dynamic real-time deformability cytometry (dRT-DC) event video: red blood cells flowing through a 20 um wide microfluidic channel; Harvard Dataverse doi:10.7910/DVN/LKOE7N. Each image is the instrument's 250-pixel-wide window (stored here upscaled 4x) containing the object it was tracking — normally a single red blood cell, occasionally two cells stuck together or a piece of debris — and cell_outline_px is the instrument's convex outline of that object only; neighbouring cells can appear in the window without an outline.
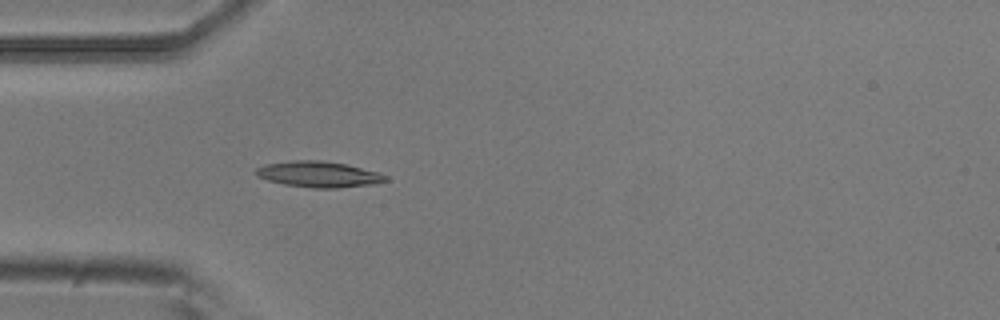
{"species": "common noctule bat (a hibernating species)", "species_latin": "Nyctalus noctula", "temperature_condition": "room temperature", "stored_images_in_passage": 3, "camera_frame_rate_fps": 3000, "um_per_image_px": 0.085, "animal": {"sex": "male", "body_mass_g": 20.5, "forearm_length_mm": 52.5}, "frame": {"image": 1, "passage_image": 3, "time_ms": 0.667, "image_size_px": [1000, 320], "cell_outline_px": [[388, 180], [376, 184], [336, 188], [312, 188], [284, 184], [268, 180], [256, 176], [256, 168], [264, 164], [292, 160], [320, 160], [344, 164], [380, 172], [388, 176]], "centroid_in_image_um": [27.1, 14.81], "position_along_channel_um": 57.9, "area_um2": 19.65}}